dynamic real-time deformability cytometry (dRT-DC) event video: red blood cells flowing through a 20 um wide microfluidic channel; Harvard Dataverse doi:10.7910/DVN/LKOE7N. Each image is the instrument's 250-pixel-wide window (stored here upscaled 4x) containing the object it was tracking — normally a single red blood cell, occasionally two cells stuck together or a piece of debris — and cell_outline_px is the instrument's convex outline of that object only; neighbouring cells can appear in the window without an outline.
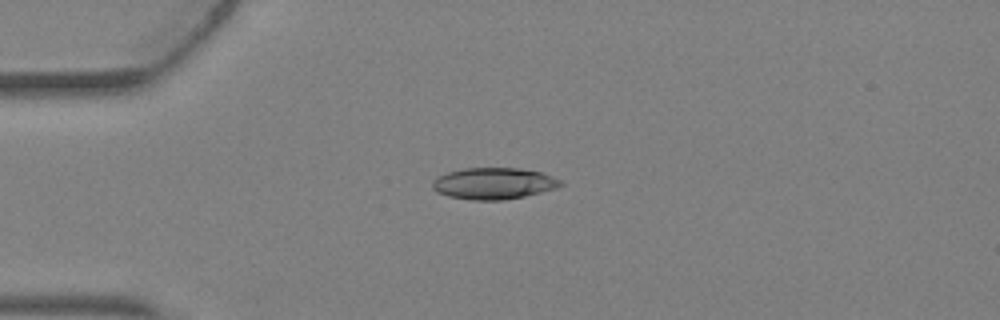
{"species": "Egyptian fruit bat (a non-hibernating species)", "species_latin": "Rousettus aegyptiacus", "temperature_condition": "warm", "stored_images_in_passage": 1, "camera_frame_rate_fps": 3000, "um_per_image_px": 0.085, "animal": {"sex": "female"}, "frame": {"image": 1, "passage_image": 1, "time_ms": 0.0, "image_size_px": [1000, 320], "cell_outline_px": [[564, 184], [556, 188], [524, 196], [504, 200], [472, 200], [448, 196], [436, 192], [432, 188], [432, 180], [436, 176], [448, 172], [464, 168], [520, 168], [540, 172], [552, 176], [560, 180]], "centroid_in_image_um": [41.92, 15.59], "position_along_channel_um": 43.1, "area_um2": 23.58}}